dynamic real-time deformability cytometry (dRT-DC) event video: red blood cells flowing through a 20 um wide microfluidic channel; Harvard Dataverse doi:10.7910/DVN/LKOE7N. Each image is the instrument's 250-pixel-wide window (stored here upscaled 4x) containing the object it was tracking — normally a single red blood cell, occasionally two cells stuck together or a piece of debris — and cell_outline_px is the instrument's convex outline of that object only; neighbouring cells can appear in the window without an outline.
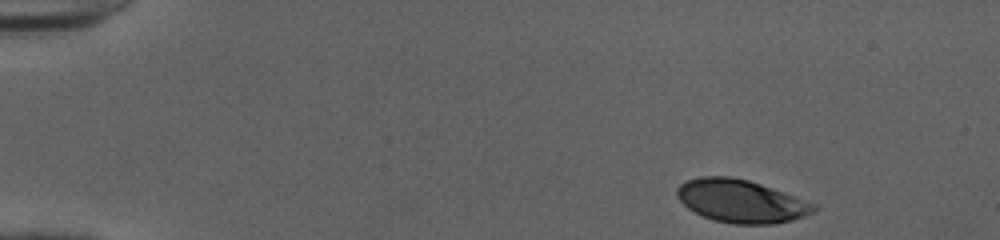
{"species": "human", "species_latin": "Homo sapiens", "temperature_condition": "cold", "stored_images_in_passage": 43, "camera_frame_rate_fps": 3000, "um_per_image_px": 0.085, "donor": {"sex": "female"}, "frame": {"image": 1, "passage_image": 1, "time_ms": 0.0, "image_size_px": [1000, 240], "cell_outline_px": [[816, 212], [792, 220], [776, 224], [732, 224], [712, 220], [688, 208], [676, 196], [676, 188], [680, 184], [688, 180], [700, 176], [732, 176], [748, 180], [760, 184], [816, 204]], "centroid_in_image_um": [62.98, 17.1], "position_along_channel_um": 22.0, "area_um2": 34.16}}
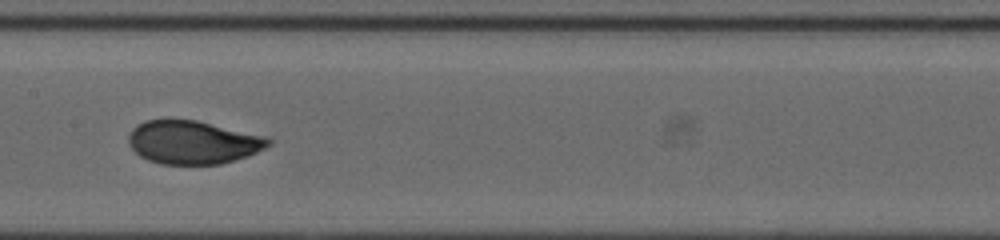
{"frame": {"image": 2, "passage_image": 22, "time_ms": 7.0, "image_size_px": [1000, 240], "cell_outline_px": [[272, 144], [248, 156], [220, 164], [160, 164], [148, 160], [140, 156], [128, 144], [128, 136], [132, 128], [136, 124], [144, 120], [164, 116], [168, 116], [196, 120], [268, 136], [272, 140]], "centroid_in_image_um": [16.36, 12.05], "position_along_channel_um": 191.0, "area_um2": 36.3}}
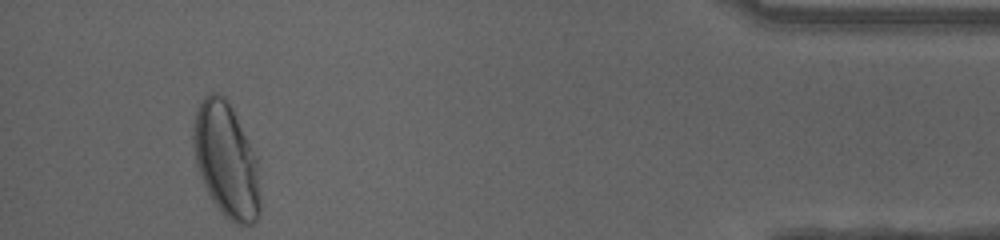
{"frame": {"image": 3, "passage_image": 43, "time_ms": 14.0, "image_size_px": [1000, 240], "cell_outline_px": [[260, 216], [252, 224], [236, 224], [228, 220], [216, 208], [200, 176], [196, 164], [192, 144], [192, 128], [196, 112], [204, 96], [208, 92], [216, 92], [224, 96], [232, 108], [260, 160]], "centroid_in_image_um": [19.26, 13.64], "position_along_channel_um": 415.9, "area_um2": 45.6}, "authors_computed_cell_mechanics": {"area_um2": 35.3158, "velocity_mm_per_s": 4.0082, "shape_relaxation_time_tau1_ms": 4.2492, "shape_relaxation_time_tau2_ms": null, "deformation_change_tau1": 0.1785, "deformation_change_tau2": null}}